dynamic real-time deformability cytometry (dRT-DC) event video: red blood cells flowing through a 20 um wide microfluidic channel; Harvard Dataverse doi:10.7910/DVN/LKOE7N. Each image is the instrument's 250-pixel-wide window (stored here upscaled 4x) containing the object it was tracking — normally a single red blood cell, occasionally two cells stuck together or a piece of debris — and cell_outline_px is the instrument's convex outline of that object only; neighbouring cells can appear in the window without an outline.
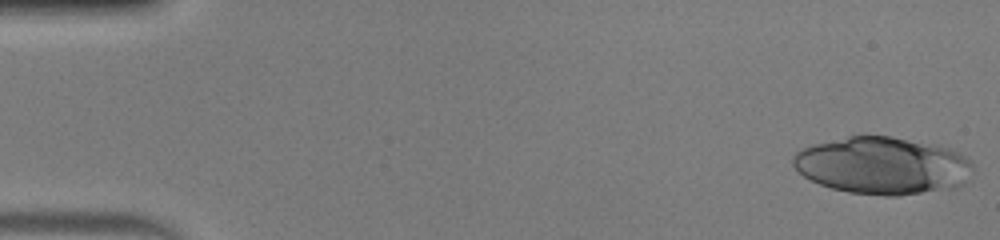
{"species": "human", "species_latin": "Homo sapiens", "temperature_condition": "warm", "stored_images_in_passage": 18, "camera_frame_rate_fps": 3000, "um_per_image_px": 0.085, "donor": {"sex": "male"}, "frame": {"image": 1, "passage_image": 1, "time_ms": 0.0, "image_size_px": [1000, 240], "cell_outline_px": [[972, 168], [964, 184], [900, 196], [884, 196], [848, 192], [832, 188], [820, 184], [804, 176], [792, 164], [792, 156], [796, 152], [812, 144], [848, 136], [888, 136], [932, 144], [948, 148], [964, 156], [972, 164]], "centroid_in_image_um": [74.95, 14.07], "position_along_channel_um": 10.0, "area_um2": 59.3}}